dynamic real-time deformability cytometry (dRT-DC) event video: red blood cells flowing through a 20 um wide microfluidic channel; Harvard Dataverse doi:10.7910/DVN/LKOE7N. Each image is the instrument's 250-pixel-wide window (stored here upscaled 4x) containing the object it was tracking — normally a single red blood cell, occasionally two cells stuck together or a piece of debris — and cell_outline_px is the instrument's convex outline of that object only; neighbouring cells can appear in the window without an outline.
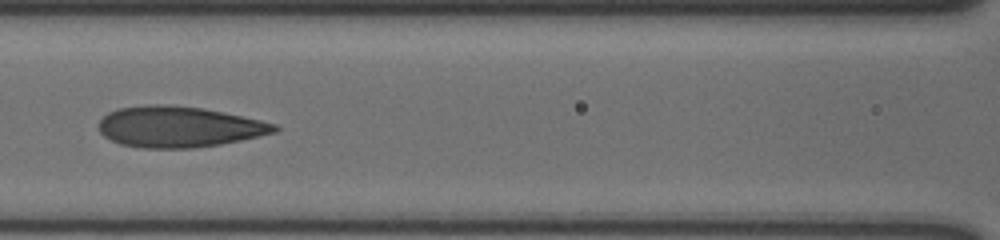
{"species": "human", "species_latin": "Homo sapiens", "temperature_condition": "cold", "stored_images_in_passage": 34, "camera_frame_rate_fps": 3000, "um_per_image_px": 0.085, "donor": {"sex": "male"}, "frame": {"image": 1, "passage_image": 7, "time_ms": 2.0, "image_size_px": [1000, 240], "cell_outline_px": [[280, 128], [276, 132], [240, 140], [220, 144], [192, 148], [144, 148], [120, 144], [104, 136], [100, 132], [100, 120], [108, 112], [120, 108], [148, 104], [160, 104], [204, 108], [224, 112], [260, 120], [276, 124]], "centroid_in_image_um": [15.21, 10.77], "position_along_channel_um": 151.4, "area_um2": 41.67}}
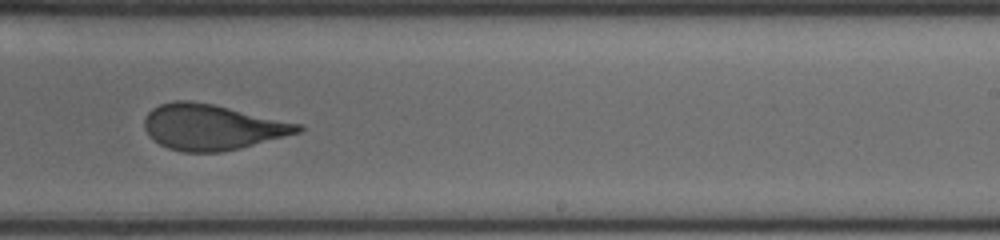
{"frame": {"image": 2, "passage_image": 15, "time_ms": 4.667, "image_size_px": [1000, 240], "cell_outline_px": [[304, 128], [300, 132], [240, 148], [220, 152], [184, 152], [168, 148], [160, 144], [148, 136], [144, 128], [144, 120], [148, 112], [152, 108], [160, 104], [176, 100], [192, 100], [212, 104], [300, 124]], "centroid_in_image_um": [17.97, 10.8], "position_along_channel_um": 271.0, "area_um2": 40.52}}
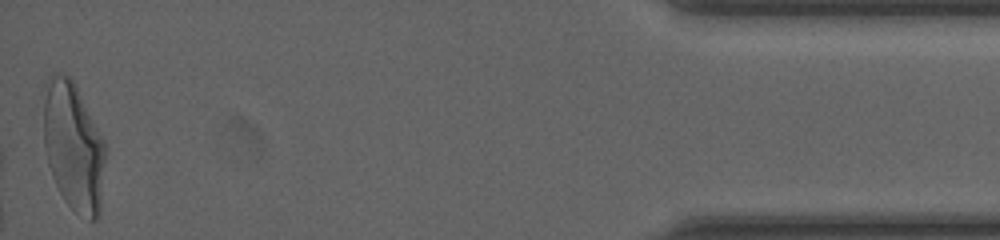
{"frame": {"image": 3, "passage_image": 34, "time_ms": 11.0, "image_size_px": [1000, 240], "cell_outline_px": [[104, 160], [100, 216], [96, 220], [92, 220], [76, 212], [64, 200], [52, 176], [48, 164], [44, 144], [44, 84], [48, 76], [52, 72], [60, 72], [68, 76], [72, 80], [104, 140]], "centroid_in_image_um": [6.21, 12.44], "position_along_channel_um": 429.0, "area_um2": 46.01}, "authors_computed_cell_mechanics": {"area_um2": 41.905, "velocity_mm_per_s": 3.6025, "shape_relaxation_time_tau1_ms": 2.618, "shape_relaxation_time_tau2_ms": null, "deformation_change_tau1": 0.1382, "deformation_change_tau2": null}}